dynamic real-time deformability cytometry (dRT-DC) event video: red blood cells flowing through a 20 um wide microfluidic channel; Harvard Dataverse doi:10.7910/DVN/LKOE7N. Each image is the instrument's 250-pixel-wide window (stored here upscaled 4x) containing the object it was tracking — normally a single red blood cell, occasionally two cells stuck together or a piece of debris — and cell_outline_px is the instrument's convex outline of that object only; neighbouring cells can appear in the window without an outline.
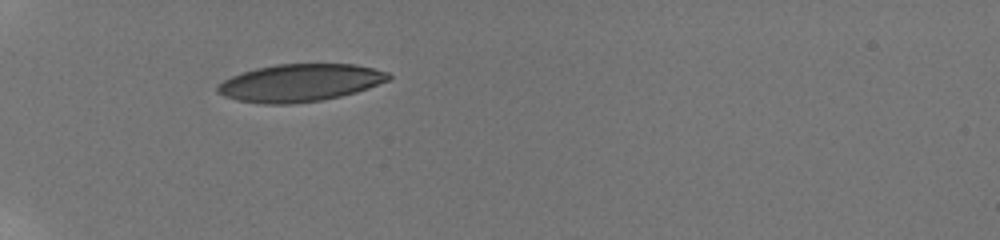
{"species": "human", "species_latin": "Homo sapiens", "temperature_condition": "room temperature", "stored_images_in_passage": 3, "camera_frame_rate_fps": 3000, "um_per_image_px": 0.085, "donor": {"sex": "male"}, "frame": {"image": 1, "passage_image": 1, "time_ms": 0.0, "image_size_px": [1000, 240], "cell_outline_px": [[392, 80], [356, 92], [340, 96], [320, 100], [292, 104], [264, 104], [236, 100], [224, 96], [216, 92], [216, 84], [240, 72], [256, 68], [276, 64], [356, 64], [388, 72], [392, 76]], "centroid_in_image_um": [25.49, 7.04], "position_along_channel_um": 59.5, "area_um2": 37.63}}